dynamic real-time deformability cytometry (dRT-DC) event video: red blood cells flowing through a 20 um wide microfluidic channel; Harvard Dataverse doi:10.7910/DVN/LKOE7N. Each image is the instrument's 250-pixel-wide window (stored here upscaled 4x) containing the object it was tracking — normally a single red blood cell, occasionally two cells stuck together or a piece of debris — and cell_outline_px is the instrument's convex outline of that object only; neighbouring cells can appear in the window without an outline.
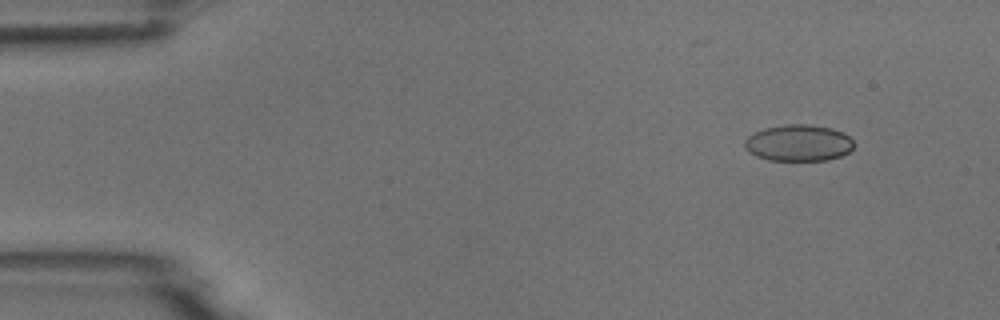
{"species": "common noctule bat (a hibernating species)", "species_latin": "Nyctalus noctula", "temperature_condition": "room temperature", "stored_images_in_passage": 5, "camera_frame_rate_fps": 3000, "um_per_image_px": 0.085, "animal": {"sex": "male", "body_mass_g": 18.8}, "frame": {"image": 1, "passage_image": 1, "time_ms": 0.0, "image_size_px": [1000, 320], "cell_outline_px": [[852, 148], [848, 152], [840, 156], [828, 160], [768, 160], [756, 156], [748, 152], [744, 148], [744, 140], [748, 136], [764, 128], [784, 124], [808, 124], [832, 128], [844, 132], [852, 140]], "centroid_in_image_um": [67.84, 12.14], "position_along_channel_um": 17.2, "area_um2": 23.29}}
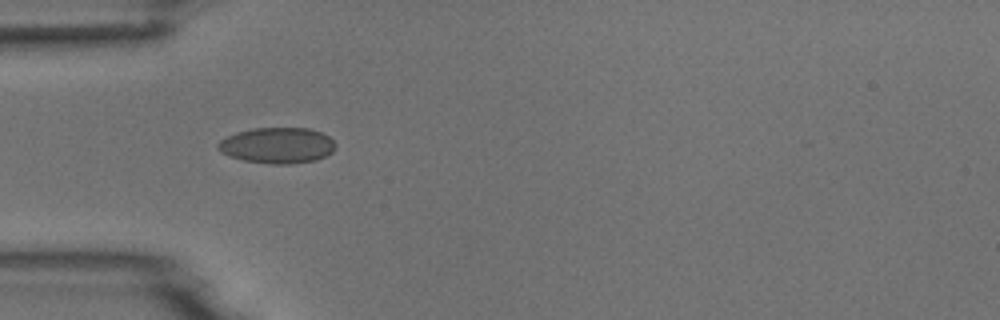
{"frame": {"image": 2, "passage_image": 4, "time_ms": 3.667, "image_size_px": [1000, 320], "cell_outline_px": [[336, 148], [332, 152], [316, 160], [292, 164], [268, 164], [244, 160], [228, 156], [220, 152], [216, 148], [216, 144], [220, 140], [236, 132], [252, 128], [308, 128], [320, 132], [328, 136], [336, 144]], "centroid_in_image_um": [23.54, 12.36], "position_along_channel_um": 61.5, "area_um2": 24.74}}